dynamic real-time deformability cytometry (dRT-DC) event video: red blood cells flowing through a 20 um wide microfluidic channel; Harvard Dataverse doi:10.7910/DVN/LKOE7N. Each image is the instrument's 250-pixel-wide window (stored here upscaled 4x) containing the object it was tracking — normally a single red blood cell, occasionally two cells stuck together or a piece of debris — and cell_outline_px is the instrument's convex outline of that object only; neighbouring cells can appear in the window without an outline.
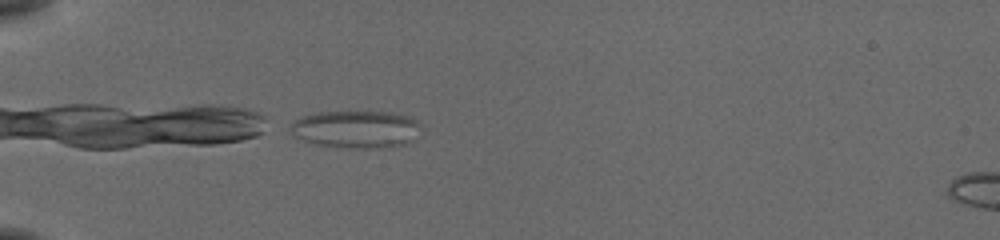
{"species": "common noctule bat (a hibernating species)", "species_latin": "Nyctalus noctula", "temperature_condition": "cold", "stored_images_in_passage": 28, "camera_frame_rate_fps": 3000, "um_per_image_px": 0.085, "animal": {"sex": "female", "body_mass_g": 19.5, "forearm_length_mm": 54.1}, "frame": {"image": 1, "passage_image": 1, "time_ms": 0.0, "image_size_px": [1000, 240], "cell_outline_px": [[420, 124], [408, 140], [404, 144], [320, 144], [296, 136], [288, 128], [300, 116], [316, 112], [392, 112], [412, 116]], "centroid_in_image_um": [30.19, 10.87], "position_along_channel_um": 54.8, "area_um2": 26.18}}
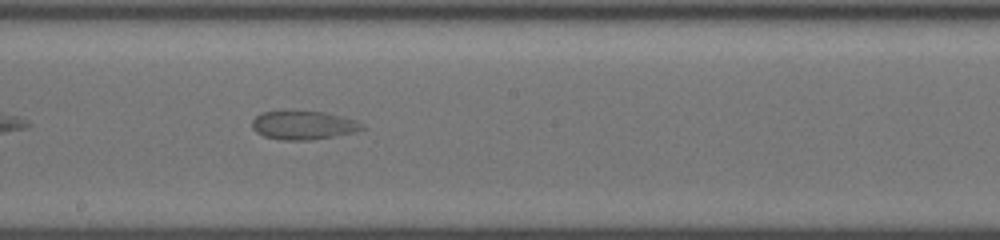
{"frame": {"image": 2, "passage_image": 16, "time_ms": 5.0, "image_size_px": [1000, 240], "cell_outline_px": [[364, 128], [352, 132], [312, 140], [280, 140], [264, 136], [256, 132], [252, 128], [252, 120], [260, 112], [280, 108], [292, 108], [324, 112], [340, 116], [352, 120]], "centroid_in_image_um": [25.62, 10.58], "position_along_channel_um": 222.6, "area_um2": 18.84}}
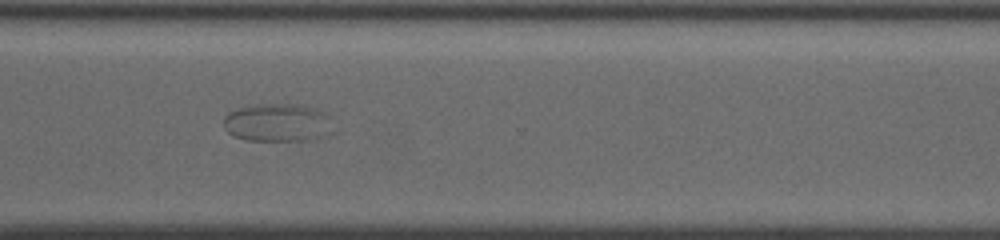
{"frame": {"image": 3, "passage_image": 26, "time_ms": 8.333, "image_size_px": [1000, 240], "cell_outline_px": [[328, 112], [316, 136], [308, 140], [244, 140], [232, 136], [224, 128], [224, 116], [228, 112], [240, 108], [260, 104], [300, 104], [316, 108]], "centroid_in_image_um": [23.36, 10.39], "position_along_channel_um": 347.2, "area_um2": 23.06}}